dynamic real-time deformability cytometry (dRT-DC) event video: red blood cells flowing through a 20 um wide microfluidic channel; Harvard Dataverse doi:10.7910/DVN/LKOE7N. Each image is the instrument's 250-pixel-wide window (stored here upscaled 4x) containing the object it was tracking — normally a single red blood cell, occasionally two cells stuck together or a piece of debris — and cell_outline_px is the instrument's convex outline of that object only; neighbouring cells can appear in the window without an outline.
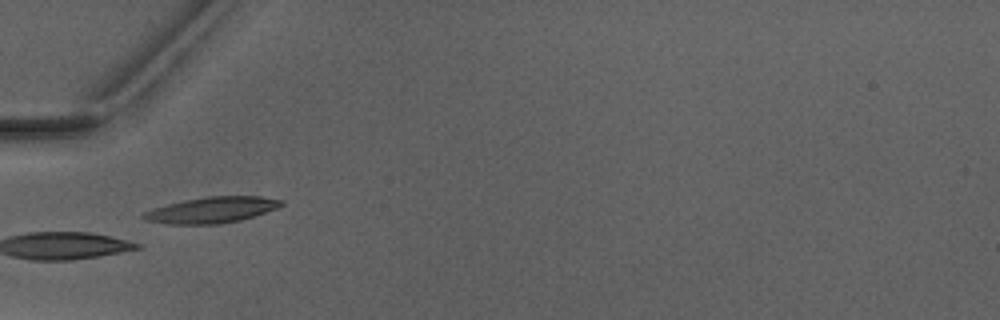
{"species": "Egyptian fruit bat (a non-hibernating species)", "species_latin": "Rousettus aegyptiacus", "temperature_condition": "warm", "stored_images_in_passage": 5, "camera_frame_rate_fps": 3000, "um_per_image_px": 0.085, "animal": {"sex": "male"}, "frame": {"image": 1, "passage_image": 4, "time_ms": 3.667, "image_size_px": [1000, 320], "cell_outline_px": [[284, 204], [280, 208], [240, 220], [216, 224], [172, 224], [148, 220], [140, 216], [144, 212], [152, 208], [184, 200], [204, 196], [260, 196], [284, 200]], "centroid_in_image_um": [18.05, 17.83], "position_along_channel_um": 66.9, "area_um2": 20.87}}
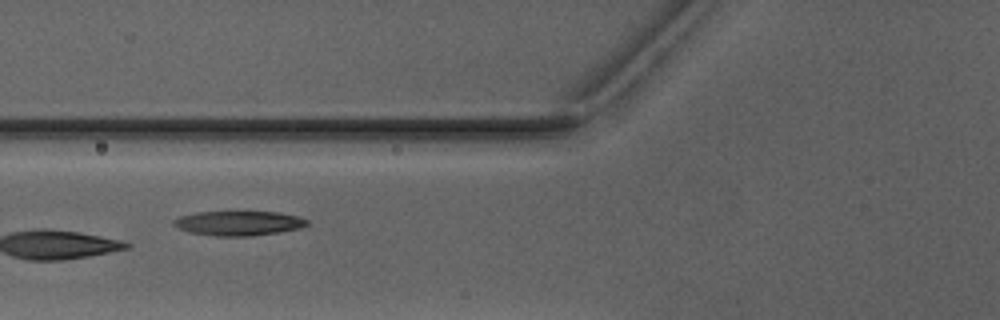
{"frame": {"image": 2, "passage_image": 5, "time_ms": 4.667, "image_size_px": [1000, 320], "cell_outline_px": [[308, 224], [300, 228], [276, 232], [248, 236], [216, 236], [188, 232], [172, 224], [172, 220], [180, 216], [196, 212], [280, 212], [296, 216], [308, 220]], "centroid_in_image_um": [20.24, 18.97], "position_along_channel_um": 105.6, "area_um2": 18.9}}